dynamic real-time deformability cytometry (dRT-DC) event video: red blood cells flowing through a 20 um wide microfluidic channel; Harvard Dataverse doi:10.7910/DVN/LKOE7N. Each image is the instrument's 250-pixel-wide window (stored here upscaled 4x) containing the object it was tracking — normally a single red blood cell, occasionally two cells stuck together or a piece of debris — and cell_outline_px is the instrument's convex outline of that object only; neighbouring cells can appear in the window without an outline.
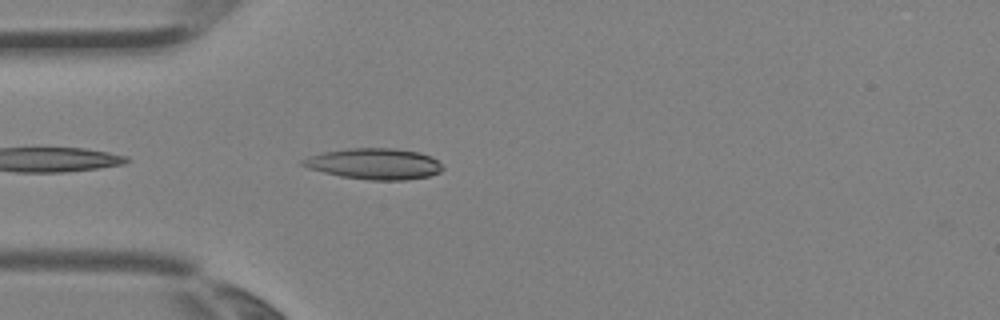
{"species": "Egyptian fruit bat (a non-hibernating species)", "species_latin": "Rousettus aegyptiacus", "temperature_condition": "room temperature", "stored_images_in_passage": 1, "camera_frame_rate_fps": 3000, "um_per_image_px": 0.085, "animal": {"sex": "female"}, "frame": {"image": 1, "passage_image": 1, "time_ms": 0.0, "image_size_px": [1000, 320], "cell_outline_px": [[444, 168], [440, 172], [428, 176], [408, 180], [368, 180], [340, 176], [308, 168], [300, 164], [300, 160], [308, 156], [324, 152], [348, 148], [396, 148], [420, 152], [432, 156]], "centroid_in_image_um": [31.82, 13.92], "position_along_channel_um": 53.2, "area_um2": 25.43}}